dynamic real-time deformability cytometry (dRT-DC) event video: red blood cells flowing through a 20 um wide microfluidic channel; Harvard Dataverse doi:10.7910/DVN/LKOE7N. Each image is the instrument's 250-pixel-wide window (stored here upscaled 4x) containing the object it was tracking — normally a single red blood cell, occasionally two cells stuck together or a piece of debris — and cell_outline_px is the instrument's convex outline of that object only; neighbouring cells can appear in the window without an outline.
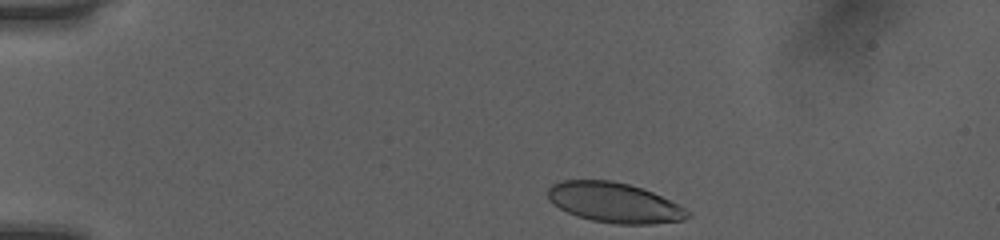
{"species": "human", "species_latin": "Homo sapiens", "temperature_condition": "room temperature", "stored_images_in_passage": 36, "camera_frame_rate_fps": 3000, "um_per_image_px": 0.085, "donor": {"sex": "female"}, "frame": {"image": 1, "passage_image": 1, "time_ms": 0.0, "image_size_px": [1000, 240], "cell_outline_px": [[692, 216], [684, 220], [652, 224], [616, 224], [592, 220], [576, 216], [560, 208], [548, 200], [548, 188], [552, 184], [560, 180], [612, 180], [628, 184], [652, 192], [692, 212]], "centroid_in_image_um": [52.21, 17.23], "position_along_channel_um": 32.8, "area_um2": 32.54}}
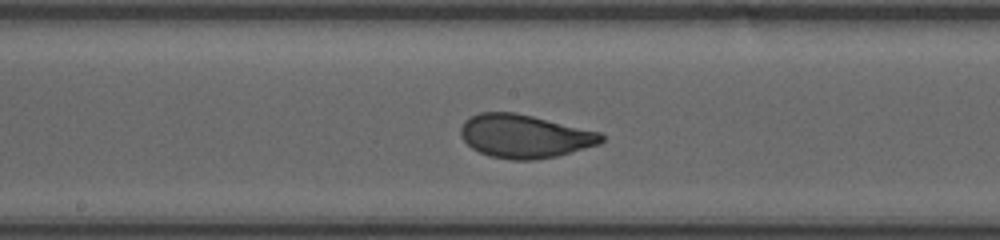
{"frame": {"image": 2, "passage_image": 19, "time_ms": 6.0, "image_size_px": [1000, 240], "cell_outline_px": [[604, 140], [600, 144], [556, 156], [532, 160], [512, 160], [492, 156], [480, 152], [472, 148], [460, 136], [460, 128], [464, 120], [480, 112], [512, 112], [532, 116], [600, 132], [604, 136]], "centroid_in_image_um": [44.58, 11.58], "position_along_channel_um": 203.6, "area_um2": 35.32}}
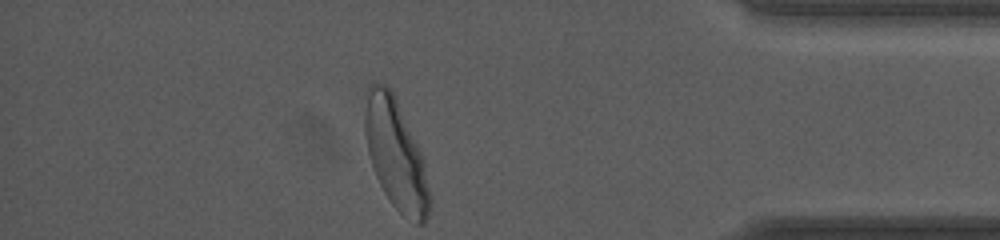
{"frame": {"image": 3, "passage_image": 36, "time_ms": 11.667, "image_size_px": [1000, 240], "cell_outline_px": [[432, 204], [428, 216], [424, 224], [416, 224], [404, 216], [392, 204], [384, 192], [372, 168], [368, 152], [364, 132], [364, 116], [368, 84], [388, 84], [396, 100], [424, 160], [432, 196]], "centroid_in_image_um": [33.66, 13.19], "position_along_channel_um": 401.5, "area_um2": 41.5}, "authors_computed_cell_mechanics": {"area_um2": 35.3736, "velocity_mm_per_s": 4.0211, "shape_relaxation_time_tau1_ms": 3.5329, "shape_relaxation_time_tau2_ms": null, "deformation_change_tau1": 0.1559, "deformation_change_tau2": null}}